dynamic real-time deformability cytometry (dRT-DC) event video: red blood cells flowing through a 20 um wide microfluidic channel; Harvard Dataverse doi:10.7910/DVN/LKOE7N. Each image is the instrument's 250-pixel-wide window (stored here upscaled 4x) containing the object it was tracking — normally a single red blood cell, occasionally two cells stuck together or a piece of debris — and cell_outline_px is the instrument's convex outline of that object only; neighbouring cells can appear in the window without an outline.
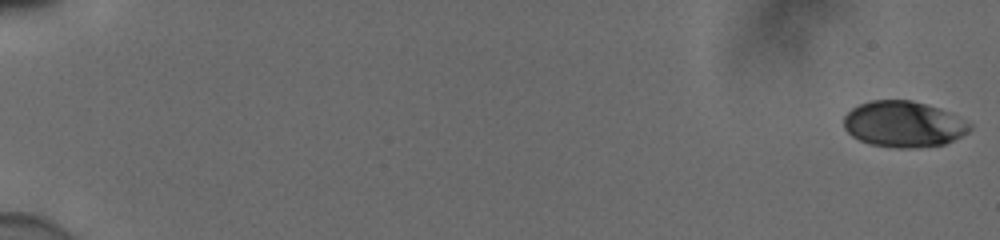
{"species": "human", "species_latin": "Homo sapiens", "temperature_condition": "cold", "stored_images_in_passage": 56, "camera_frame_rate_fps": 3000, "um_per_image_px": 0.085, "donor": {"sex": "male"}, "frame": {"image": 1, "passage_image": 1, "time_ms": 0.0, "image_size_px": [1000, 240], "cell_outline_px": [[972, 128], [968, 132], [944, 144], [916, 148], [896, 148], [872, 144], [860, 140], [852, 136], [844, 128], [844, 116], [852, 108], [868, 100], [912, 100], [948, 112], [972, 124]], "centroid_in_image_um": [76.78, 10.56], "position_along_channel_um": 8.2, "area_um2": 33.52}}
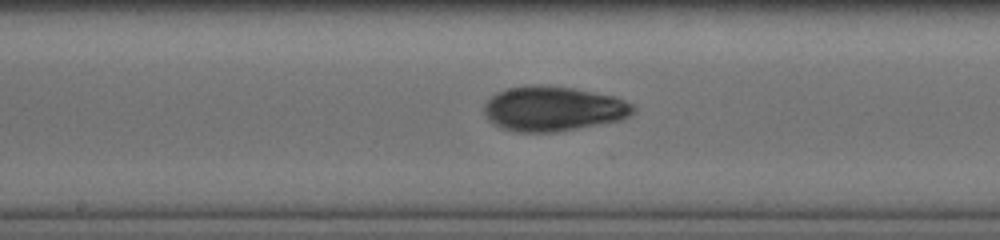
{"frame": {"image": 2, "passage_image": 32, "time_ms": 10.333, "image_size_px": [1000, 240], "cell_outline_px": [[636, 108], [628, 116], [620, 120], [556, 132], [516, 132], [504, 128], [488, 120], [484, 112], [484, 104], [496, 92], [508, 88], [540, 84], [572, 88], [616, 96], [632, 104]], "centroid_in_image_um": [47.02, 9.23], "position_along_channel_um": 201.2, "area_um2": 38.73}}
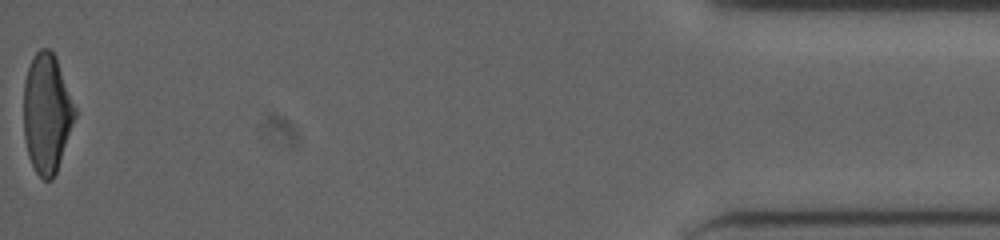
{"frame": {"image": 3, "passage_image": 56, "time_ms": 18.333, "image_size_px": [1000, 240], "cell_outline_px": [[76, 116], [56, 172], [52, 180], [44, 180], [36, 172], [28, 156], [24, 136], [24, 80], [32, 56], [40, 48], [48, 48], [56, 56], [76, 108]], "centroid_in_image_um": [3.97, 9.6], "position_along_channel_um": 431.2, "area_um2": 35.6}, "authors_computed_cell_mechanics": {"area_um2": 36.0383, "velocity_mm_per_s": 3.8935, "shape_relaxation_time_tau1_ms": 4.862, "shape_relaxation_time_tau2_ms": 2.5453, "deformation_change_tau1": 0.1835, "deformation_change_tau2": 0.0688}}